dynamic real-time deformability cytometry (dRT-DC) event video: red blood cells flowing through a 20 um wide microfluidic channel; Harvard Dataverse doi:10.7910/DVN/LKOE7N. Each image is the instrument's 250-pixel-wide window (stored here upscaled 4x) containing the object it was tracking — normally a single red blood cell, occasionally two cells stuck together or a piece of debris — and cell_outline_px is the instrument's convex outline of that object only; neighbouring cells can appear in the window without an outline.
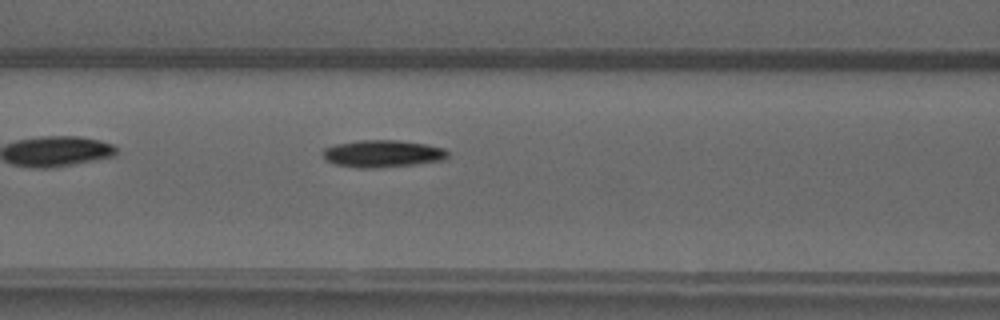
{"species": "common noctule bat (a hibernating species)", "species_latin": "Nyctalus noctula", "temperature_condition": "warm", "stored_images_in_passage": 36, "camera_frame_rate_fps": 3000, "um_per_image_px": 0.085, "animal": {"sex": "male", "forearm_length_mm": 52.5}, "frame": {"image": 1, "passage_image": 7, "time_ms": 2.0, "image_size_px": [1000, 320], "cell_outline_px": [[448, 156], [444, 160], [412, 164], [376, 168], [360, 168], [336, 164], [328, 160], [324, 156], [324, 148], [336, 144], [360, 140], [400, 140], [424, 144], [444, 148], [448, 152]], "centroid_in_image_um": [32.55, 13.05], "position_along_channel_um": 134.1, "area_um2": 19.54}}
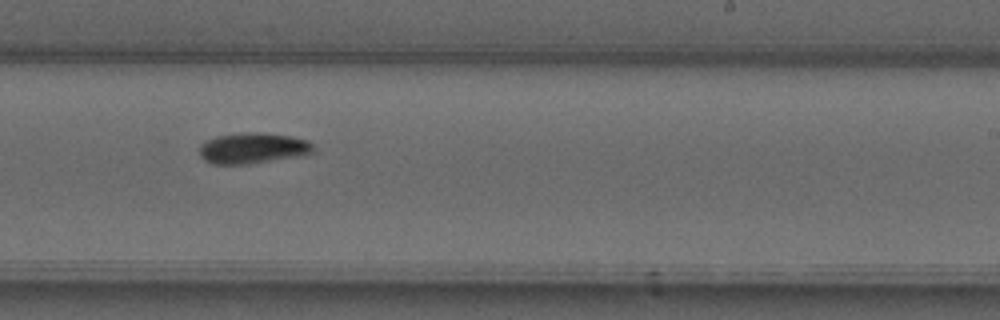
{"frame": {"image": 2, "passage_image": 17, "time_ms": 5.333, "image_size_px": [1000, 320], "cell_outline_px": [[312, 152], [304, 156], [244, 164], [212, 164], [204, 160], [200, 156], [200, 144], [216, 136], [240, 132], [252, 132], [292, 136], [308, 140], [312, 144]], "centroid_in_image_um": [21.48, 12.59], "position_along_channel_um": 267.5, "area_um2": 20.46}}
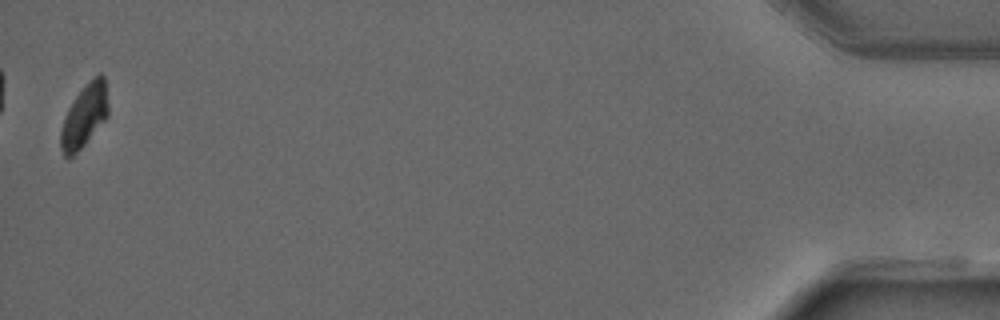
{"frame": {"image": 3, "passage_image": 36, "time_ms": 11.667, "image_size_px": [1000, 320], "cell_outline_px": [[108, 116], [84, 144], [68, 160], [64, 156], [60, 148], [60, 132], [68, 108], [76, 96], [88, 80], [100, 72], [104, 76], [108, 104]], "centroid_in_image_um": [7.17, 9.83], "position_along_channel_um": 428.0, "area_um2": 17.28}, "authors_computed_cell_mechanics": {"area_um2": 18.8717, "velocity_mm_per_s": 4.0297, "shape_relaxation_time_tau1_ms": 11.3757, "shape_relaxation_time_tau2_ms": null, "deformation_change_tau1": 0.2592, "deformation_change_tau2": null}}